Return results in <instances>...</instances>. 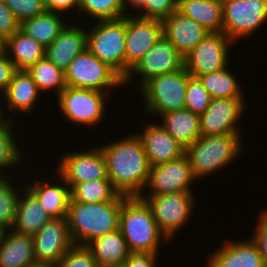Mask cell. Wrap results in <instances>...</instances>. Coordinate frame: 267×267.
<instances>
[{"label":"cell","instance_id":"6da1fadb","mask_svg":"<svg viewBox=\"0 0 267 267\" xmlns=\"http://www.w3.org/2000/svg\"><path fill=\"white\" fill-rule=\"evenodd\" d=\"M100 148L106 159L107 177L115 190L127 197H139L151 168L141 139L132 134Z\"/></svg>","mask_w":267,"mask_h":267},{"label":"cell","instance_id":"7a4b0ae2","mask_svg":"<svg viewBox=\"0 0 267 267\" xmlns=\"http://www.w3.org/2000/svg\"><path fill=\"white\" fill-rule=\"evenodd\" d=\"M128 197L118 194L112 201L85 203L70 199L67 223L74 245L87 246L94 239L119 229L122 203Z\"/></svg>","mask_w":267,"mask_h":267},{"label":"cell","instance_id":"3957f363","mask_svg":"<svg viewBox=\"0 0 267 267\" xmlns=\"http://www.w3.org/2000/svg\"><path fill=\"white\" fill-rule=\"evenodd\" d=\"M119 229L130 252L158 254L162 239L168 240L160 231L150 208L139 197H128L122 203Z\"/></svg>","mask_w":267,"mask_h":267},{"label":"cell","instance_id":"277c9868","mask_svg":"<svg viewBox=\"0 0 267 267\" xmlns=\"http://www.w3.org/2000/svg\"><path fill=\"white\" fill-rule=\"evenodd\" d=\"M241 134L201 135L185 149L195 179L220 170L241 154Z\"/></svg>","mask_w":267,"mask_h":267},{"label":"cell","instance_id":"5b68a950","mask_svg":"<svg viewBox=\"0 0 267 267\" xmlns=\"http://www.w3.org/2000/svg\"><path fill=\"white\" fill-rule=\"evenodd\" d=\"M191 75L182 68L156 76L147 81L141 88L145 104V113L157 115L185 109V94Z\"/></svg>","mask_w":267,"mask_h":267},{"label":"cell","instance_id":"8992f818","mask_svg":"<svg viewBox=\"0 0 267 267\" xmlns=\"http://www.w3.org/2000/svg\"><path fill=\"white\" fill-rule=\"evenodd\" d=\"M126 16L99 20L87 31V49L125 79Z\"/></svg>","mask_w":267,"mask_h":267},{"label":"cell","instance_id":"52a82bcc","mask_svg":"<svg viewBox=\"0 0 267 267\" xmlns=\"http://www.w3.org/2000/svg\"><path fill=\"white\" fill-rule=\"evenodd\" d=\"M65 81L68 87L93 89L105 93H111L113 87L124 86V79L87 48L69 64L65 70Z\"/></svg>","mask_w":267,"mask_h":267},{"label":"cell","instance_id":"ba28073f","mask_svg":"<svg viewBox=\"0 0 267 267\" xmlns=\"http://www.w3.org/2000/svg\"><path fill=\"white\" fill-rule=\"evenodd\" d=\"M193 195L189 192L171 191L167 194L148 197L143 193L139 198L150 208L160 231L170 241L192 217L195 203Z\"/></svg>","mask_w":267,"mask_h":267},{"label":"cell","instance_id":"9c48e42d","mask_svg":"<svg viewBox=\"0 0 267 267\" xmlns=\"http://www.w3.org/2000/svg\"><path fill=\"white\" fill-rule=\"evenodd\" d=\"M105 96V92L66 86L57 96L58 106L70 122L82 126L96 125L106 112Z\"/></svg>","mask_w":267,"mask_h":267},{"label":"cell","instance_id":"30bf717a","mask_svg":"<svg viewBox=\"0 0 267 267\" xmlns=\"http://www.w3.org/2000/svg\"><path fill=\"white\" fill-rule=\"evenodd\" d=\"M223 33L233 42L253 35L267 21V0H222Z\"/></svg>","mask_w":267,"mask_h":267},{"label":"cell","instance_id":"8fae6325","mask_svg":"<svg viewBox=\"0 0 267 267\" xmlns=\"http://www.w3.org/2000/svg\"><path fill=\"white\" fill-rule=\"evenodd\" d=\"M234 43L223 32H209L184 57V67L193 77L222 70L228 66L230 45Z\"/></svg>","mask_w":267,"mask_h":267},{"label":"cell","instance_id":"7c38bea8","mask_svg":"<svg viewBox=\"0 0 267 267\" xmlns=\"http://www.w3.org/2000/svg\"><path fill=\"white\" fill-rule=\"evenodd\" d=\"M163 34L162 21L126 15L125 78Z\"/></svg>","mask_w":267,"mask_h":267},{"label":"cell","instance_id":"4fadbf2b","mask_svg":"<svg viewBox=\"0 0 267 267\" xmlns=\"http://www.w3.org/2000/svg\"><path fill=\"white\" fill-rule=\"evenodd\" d=\"M183 66L184 57L162 34L151 50L130 70L128 76L124 79V84L133 80V74H140L138 85L141 88L151 78L174 72Z\"/></svg>","mask_w":267,"mask_h":267},{"label":"cell","instance_id":"5bb4252c","mask_svg":"<svg viewBox=\"0 0 267 267\" xmlns=\"http://www.w3.org/2000/svg\"><path fill=\"white\" fill-rule=\"evenodd\" d=\"M90 150V151H89ZM62 155L57 173L70 188L75 184L107 177L106 159L100 147Z\"/></svg>","mask_w":267,"mask_h":267},{"label":"cell","instance_id":"9a60e30c","mask_svg":"<svg viewBox=\"0 0 267 267\" xmlns=\"http://www.w3.org/2000/svg\"><path fill=\"white\" fill-rule=\"evenodd\" d=\"M243 99L212 98L207 110L199 115L201 135L241 134L237 122L247 107Z\"/></svg>","mask_w":267,"mask_h":267},{"label":"cell","instance_id":"2e32d148","mask_svg":"<svg viewBox=\"0 0 267 267\" xmlns=\"http://www.w3.org/2000/svg\"><path fill=\"white\" fill-rule=\"evenodd\" d=\"M194 180L191 164L184 154L176 160L151 166L145 188L149 187V196L163 195L171 191L192 193L190 185Z\"/></svg>","mask_w":267,"mask_h":267},{"label":"cell","instance_id":"e0dca14e","mask_svg":"<svg viewBox=\"0 0 267 267\" xmlns=\"http://www.w3.org/2000/svg\"><path fill=\"white\" fill-rule=\"evenodd\" d=\"M37 264L56 265L74 245L66 218H52L33 235Z\"/></svg>","mask_w":267,"mask_h":267},{"label":"cell","instance_id":"ac0fdd59","mask_svg":"<svg viewBox=\"0 0 267 267\" xmlns=\"http://www.w3.org/2000/svg\"><path fill=\"white\" fill-rule=\"evenodd\" d=\"M163 35L185 57L209 33L203 26L178 10L162 20Z\"/></svg>","mask_w":267,"mask_h":267},{"label":"cell","instance_id":"d6986e66","mask_svg":"<svg viewBox=\"0 0 267 267\" xmlns=\"http://www.w3.org/2000/svg\"><path fill=\"white\" fill-rule=\"evenodd\" d=\"M146 124L144 131L137 134L151 166L176 160L185 154L181 146L160 123Z\"/></svg>","mask_w":267,"mask_h":267},{"label":"cell","instance_id":"ffe728a7","mask_svg":"<svg viewBox=\"0 0 267 267\" xmlns=\"http://www.w3.org/2000/svg\"><path fill=\"white\" fill-rule=\"evenodd\" d=\"M207 267H265L257 245L250 240L230 241L209 255Z\"/></svg>","mask_w":267,"mask_h":267},{"label":"cell","instance_id":"44dd1931","mask_svg":"<svg viewBox=\"0 0 267 267\" xmlns=\"http://www.w3.org/2000/svg\"><path fill=\"white\" fill-rule=\"evenodd\" d=\"M87 48V31L68 24L46 47L45 57L64 72L72 60Z\"/></svg>","mask_w":267,"mask_h":267},{"label":"cell","instance_id":"7402d4cb","mask_svg":"<svg viewBox=\"0 0 267 267\" xmlns=\"http://www.w3.org/2000/svg\"><path fill=\"white\" fill-rule=\"evenodd\" d=\"M38 265L34 255L32 235L4 229L0 234V267H34Z\"/></svg>","mask_w":267,"mask_h":267},{"label":"cell","instance_id":"603a6c76","mask_svg":"<svg viewBox=\"0 0 267 267\" xmlns=\"http://www.w3.org/2000/svg\"><path fill=\"white\" fill-rule=\"evenodd\" d=\"M60 184L52 182H34L26 188L39 200L41 206L52 218H66L71 199V188L66 181L56 173ZM50 183V184H49Z\"/></svg>","mask_w":267,"mask_h":267},{"label":"cell","instance_id":"cb8c5ba5","mask_svg":"<svg viewBox=\"0 0 267 267\" xmlns=\"http://www.w3.org/2000/svg\"><path fill=\"white\" fill-rule=\"evenodd\" d=\"M24 196L19 195L12 230L27 234H36L52 217L41 206L39 200L25 187Z\"/></svg>","mask_w":267,"mask_h":267},{"label":"cell","instance_id":"d4e9b609","mask_svg":"<svg viewBox=\"0 0 267 267\" xmlns=\"http://www.w3.org/2000/svg\"><path fill=\"white\" fill-rule=\"evenodd\" d=\"M40 90L33 81L32 76L27 70H17L11 82L9 83L3 97L8 102L7 106L10 112H30L40 97ZM14 110V111H13Z\"/></svg>","mask_w":267,"mask_h":267},{"label":"cell","instance_id":"484cf974","mask_svg":"<svg viewBox=\"0 0 267 267\" xmlns=\"http://www.w3.org/2000/svg\"><path fill=\"white\" fill-rule=\"evenodd\" d=\"M87 247L98 267H121L131 253L120 229L94 239Z\"/></svg>","mask_w":267,"mask_h":267},{"label":"cell","instance_id":"4316f807","mask_svg":"<svg viewBox=\"0 0 267 267\" xmlns=\"http://www.w3.org/2000/svg\"><path fill=\"white\" fill-rule=\"evenodd\" d=\"M160 116V125L185 149L201 136L199 115L188 109L171 111Z\"/></svg>","mask_w":267,"mask_h":267},{"label":"cell","instance_id":"83f0119b","mask_svg":"<svg viewBox=\"0 0 267 267\" xmlns=\"http://www.w3.org/2000/svg\"><path fill=\"white\" fill-rule=\"evenodd\" d=\"M45 52L46 48L42 44L20 29L6 40V53L17 70H27L45 58Z\"/></svg>","mask_w":267,"mask_h":267},{"label":"cell","instance_id":"f1b7e54d","mask_svg":"<svg viewBox=\"0 0 267 267\" xmlns=\"http://www.w3.org/2000/svg\"><path fill=\"white\" fill-rule=\"evenodd\" d=\"M178 11L209 32L223 31L222 0L177 1Z\"/></svg>","mask_w":267,"mask_h":267},{"label":"cell","instance_id":"f546056e","mask_svg":"<svg viewBox=\"0 0 267 267\" xmlns=\"http://www.w3.org/2000/svg\"><path fill=\"white\" fill-rule=\"evenodd\" d=\"M61 16L60 13L46 11L34 18L22 21L20 30L46 48L67 25V22L63 21L64 19Z\"/></svg>","mask_w":267,"mask_h":267},{"label":"cell","instance_id":"4dcf8cb0","mask_svg":"<svg viewBox=\"0 0 267 267\" xmlns=\"http://www.w3.org/2000/svg\"><path fill=\"white\" fill-rule=\"evenodd\" d=\"M212 98L243 97L241 86L226 66L222 70L197 77Z\"/></svg>","mask_w":267,"mask_h":267},{"label":"cell","instance_id":"1f68e13d","mask_svg":"<svg viewBox=\"0 0 267 267\" xmlns=\"http://www.w3.org/2000/svg\"><path fill=\"white\" fill-rule=\"evenodd\" d=\"M27 72L32 76L40 92L55 90L57 96L65 89V72L46 57L31 65Z\"/></svg>","mask_w":267,"mask_h":267},{"label":"cell","instance_id":"d6a6232c","mask_svg":"<svg viewBox=\"0 0 267 267\" xmlns=\"http://www.w3.org/2000/svg\"><path fill=\"white\" fill-rule=\"evenodd\" d=\"M118 194L109 178L77 183L71 188V198L85 203L112 201Z\"/></svg>","mask_w":267,"mask_h":267},{"label":"cell","instance_id":"836d02e7","mask_svg":"<svg viewBox=\"0 0 267 267\" xmlns=\"http://www.w3.org/2000/svg\"><path fill=\"white\" fill-rule=\"evenodd\" d=\"M78 10L93 20H116L125 17L122 0H78Z\"/></svg>","mask_w":267,"mask_h":267},{"label":"cell","instance_id":"e575fe53","mask_svg":"<svg viewBox=\"0 0 267 267\" xmlns=\"http://www.w3.org/2000/svg\"><path fill=\"white\" fill-rule=\"evenodd\" d=\"M13 119L11 121H4L0 124V177H5L2 168L17 167L21 164V152L19 145H16L15 138L12 132Z\"/></svg>","mask_w":267,"mask_h":267},{"label":"cell","instance_id":"d590c367","mask_svg":"<svg viewBox=\"0 0 267 267\" xmlns=\"http://www.w3.org/2000/svg\"><path fill=\"white\" fill-rule=\"evenodd\" d=\"M10 179L0 177V229H10L14 223L19 191ZM15 187V188H14Z\"/></svg>","mask_w":267,"mask_h":267},{"label":"cell","instance_id":"8d00e7d4","mask_svg":"<svg viewBox=\"0 0 267 267\" xmlns=\"http://www.w3.org/2000/svg\"><path fill=\"white\" fill-rule=\"evenodd\" d=\"M212 97L197 77L191 76L185 94V109L201 115L210 105Z\"/></svg>","mask_w":267,"mask_h":267},{"label":"cell","instance_id":"74e56055","mask_svg":"<svg viewBox=\"0 0 267 267\" xmlns=\"http://www.w3.org/2000/svg\"><path fill=\"white\" fill-rule=\"evenodd\" d=\"M56 267H98L92 251L83 245H73L60 258Z\"/></svg>","mask_w":267,"mask_h":267},{"label":"cell","instance_id":"f35d334b","mask_svg":"<svg viewBox=\"0 0 267 267\" xmlns=\"http://www.w3.org/2000/svg\"><path fill=\"white\" fill-rule=\"evenodd\" d=\"M5 4L20 23L47 11L45 0H5Z\"/></svg>","mask_w":267,"mask_h":267},{"label":"cell","instance_id":"ab89813d","mask_svg":"<svg viewBox=\"0 0 267 267\" xmlns=\"http://www.w3.org/2000/svg\"><path fill=\"white\" fill-rule=\"evenodd\" d=\"M143 13L136 15L142 18L163 20L178 10L177 0H145L139 9Z\"/></svg>","mask_w":267,"mask_h":267},{"label":"cell","instance_id":"60d3db41","mask_svg":"<svg viewBox=\"0 0 267 267\" xmlns=\"http://www.w3.org/2000/svg\"><path fill=\"white\" fill-rule=\"evenodd\" d=\"M19 29L20 22L13 12L6 6L5 2H0V36L7 40Z\"/></svg>","mask_w":267,"mask_h":267},{"label":"cell","instance_id":"b9f144b4","mask_svg":"<svg viewBox=\"0 0 267 267\" xmlns=\"http://www.w3.org/2000/svg\"><path fill=\"white\" fill-rule=\"evenodd\" d=\"M259 213V221L257 223L258 225H256L257 227L252 241L257 245L262 255L265 267H267V208L265 210H261Z\"/></svg>","mask_w":267,"mask_h":267},{"label":"cell","instance_id":"7bdbcfd3","mask_svg":"<svg viewBox=\"0 0 267 267\" xmlns=\"http://www.w3.org/2000/svg\"><path fill=\"white\" fill-rule=\"evenodd\" d=\"M158 254L131 252L122 267H158Z\"/></svg>","mask_w":267,"mask_h":267},{"label":"cell","instance_id":"ee69618b","mask_svg":"<svg viewBox=\"0 0 267 267\" xmlns=\"http://www.w3.org/2000/svg\"><path fill=\"white\" fill-rule=\"evenodd\" d=\"M17 71L16 67L10 61L7 53L0 56V91L2 94L6 91L11 82L14 73Z\"/></svg>","mask_w":267,"mask_h":267},{"label":"cell","instance_id":"f6af8a7d","mask_svg":"<svg viewBox=\"0 0 267 267\" xmlns=\"http://www.w3.org/2000/svg\"><path fill=\"white\" fill-rule=\"evenodd\" d=\"M45 6L47 11H52L55 13H64L69 11V9L73 11V8L78 10V0H45Z\"/></svg>","mask_w":267,"mask_h":267},{"label":"cell","instance_id":"bcb514c9","mask_svg":"<svg viewBox=\"0 0 267 267\" xmlns=\"http://www.w3.org/2000/svg\"><path fill=\"white\" fill-rule=\"evenodd\" d=\"M122 2H123L124 10L125 12H127V10H129L127 7L129 6L131 7L133 6L139 10L144 5L145 0H122Z\"/></svg>","mask_w":267,"mask_h":267},{"label":"cell","instance_id":"7dc6e473","mask_svg":"<svg viewBox=\"0 0 267 267\" xmlns=\"http://www.w3.org/2000/svg\"><path fill=\"white\" fill-rule=\"evenodd\" d=\"M6 53V40L0 36V56Z\"/></svg>","mask_w":267,"mask_h":267},{"label":"cell","instance_id":"c3c4849f","mask_svg":"<svg viewBox=\"0 0 267 267\" xmlns=\"http://www.w3.org/2000/svg\"><path fill=\"white\" fill-rule=\"evenodd\" d=\"M1 110H2V108H1V105H0V124L3 123L4 120L5 121H12L10 117L5 119L4 116H2V114L4 115V113H3L4 111H1Z\"/></svg>","mask_w":267,"mask_h":267},{"label":"cell","instance_id":"681fc988","mask_svg":"<svg viewBox=\"0 0 267 267\" xmlns=\"http://www.w3.org/2000/svg\"><path fill=\"white\" fill-rule=\"evenodd\" d=\"M34 267H56V265L38 264V265H35Z\"/></svg>","mask_w":267,"mask_h":267},{"label":"cell","instance_id":"f907efd6","mask_svg":"<svg viewBox=\"0 0 267 267\" xmlns=\"http://www.w3.org/2000/svg\"><path fill=\"white\" fill-rule=\"evenodd\" d=\"M177 1H198V0H177ZM200 1H206V0H200Z\"/></svg>","mask_w":267,"mask_h":267}]
</instances>
